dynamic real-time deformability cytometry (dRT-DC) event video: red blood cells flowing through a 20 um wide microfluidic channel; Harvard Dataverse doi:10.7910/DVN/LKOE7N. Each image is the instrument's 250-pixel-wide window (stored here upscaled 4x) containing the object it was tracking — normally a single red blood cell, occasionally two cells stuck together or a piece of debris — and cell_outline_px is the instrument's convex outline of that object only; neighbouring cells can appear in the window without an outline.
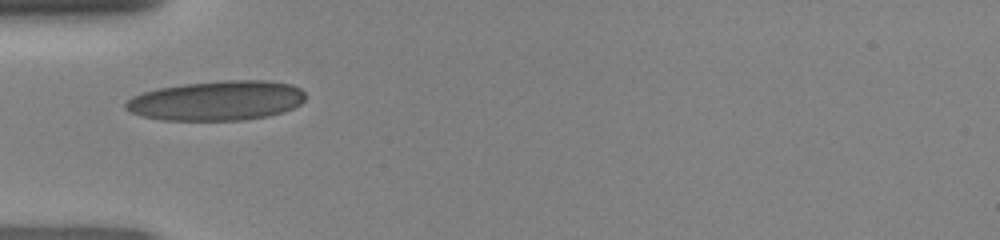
{"species": "human", "species_latin": "Homo sapiens", "temperature_condition": "room temperature", "stored_images_in_passage": 33, "camera_frame_rate_fps": 3000, "um_per_image_px": 0.085, "donor": {"sex": "female"}, "frame": {"image": 1, "passage_image": 1, "time_ms": 0.0, "image_size_px": [1000, 240], "cell_outline_px": [[304, 100], [300, 104], [292, 108], [268, 116], [244, 120], [164, 120], [144, 116], [132, 112], [124, 108], [124, 104], [132, 96], [156, 88], [184, 84], [224, 80], [264, 80], [292, 84], [300, 88], [304, 92]], "centroid_in_image_um": [18.43, 8.54], "position_along_channel_um": 66.6, "area_um2": 41.5}}
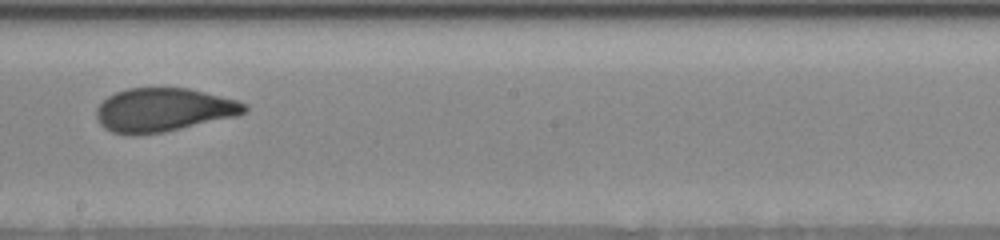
{"frame": {"image": 2, "passage_image": 13, "time_ms": 4.0, "image_size_px": [1000, 240], "cell_outline_px": [[248, 108], [244, 112], [236, 116], [164, 132], [132, 136], [112, 132], [104, 128], [100, 124], [96, 116], [96, 108], [108, 96], [116, 92], [128, 88], [188, 88], [236, 100], [248, 104]], "centroid_in_image_um": [13.86, 9.35], "position_along_channel_um": 234.3, "area_um2": 37.57}}
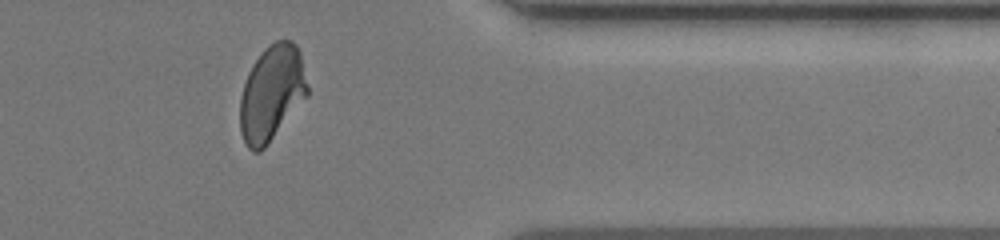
{"frame": {"image": 3, "passage_image": 25, "time_ms": 8.0, "image_size_px": [1000, 240], "cell_outline_px": [[308, 96], [268, 144], [260, 152], [252, 152], [248, 148], [240, 132], [240, 96], [248, 72], [264, 48], [268, 44], [276, 40], [292, 40], [296, 44], [300, 52], [308, 88]], "centroid_in_image_um": [23.09, 7.92], "position_along_channel_um": 388.3, "area_um2": 37.63}}